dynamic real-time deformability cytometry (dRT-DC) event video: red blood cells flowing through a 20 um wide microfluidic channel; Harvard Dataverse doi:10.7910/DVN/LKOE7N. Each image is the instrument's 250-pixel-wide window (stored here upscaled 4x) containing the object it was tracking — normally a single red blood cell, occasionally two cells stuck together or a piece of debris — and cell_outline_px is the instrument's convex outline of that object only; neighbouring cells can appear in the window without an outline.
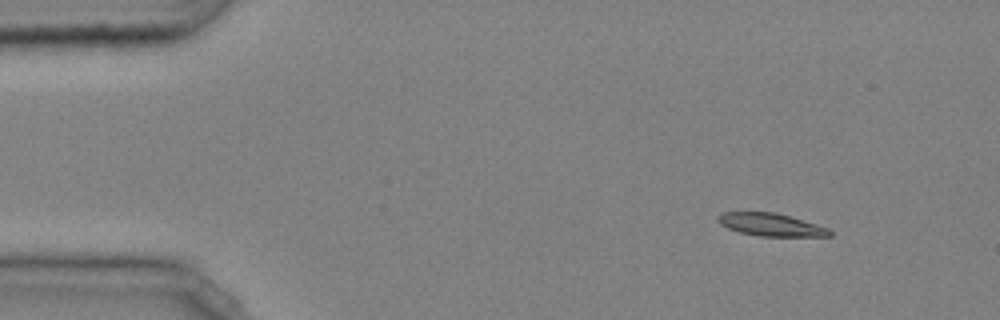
{"species": "common noctule bat (a hibernating species)", "species_latin": "Nyctalus noctula", "temperature_condition": "cold", "stored_images_in_passage": 43, "camera_frame_rate_fps": 3000, "um_per_image_px": 0.085, "animal": {"sex": "male", "body_mass_g": 20.4}, "frame": {"image": 1, "passage_image": 1, "time_ms": 0.0, "image_size_px": [1000, 320], "cell_outline_px": [[832, 236], [760, 236], [740, 232], [728, 228], [720, 224], [716, 220], [724, 212], [776, 212], [816, 224], [828, 228], [832, 232]], "centroid_in_image_um": [65.53, 19.1], "position_along_channel_um": 19.5, "area_um2": 14.62}}
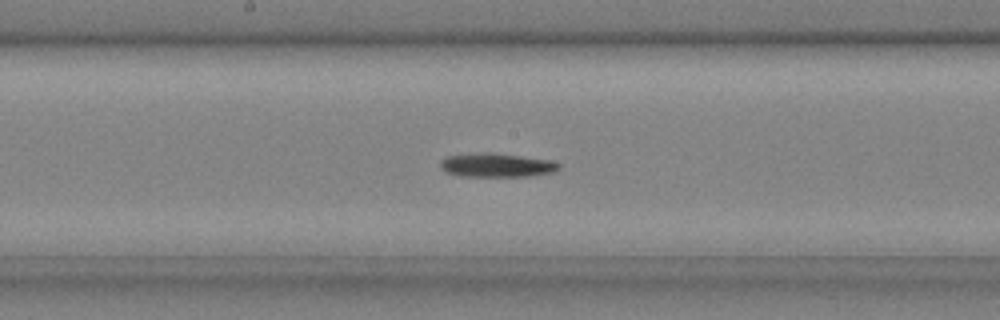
{"frame": {"image": 2, "passage_image": 21, "time_ms": 6.667, "image_size_px": [1000, 320], "cell_outline_px": [[560, 168], [556, 172], [528, 176], [460, 176], [444, 172], [440, 168], [440, 160], [448, 156], [484, 152], [492, 152], [552, 160], [560, 164]], "centroid_in_image_um": [42.22, 14.04], "position_along_channel_um": 206.0, "area_um2": 16.65}}
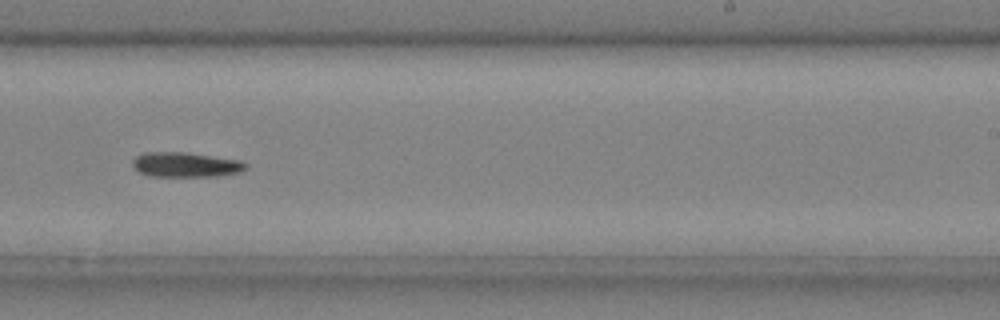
{"frame": {"image": 3, "passage_image": 26, "time_ms": 8.333, "image_size_px": [1000, 320], "cell_outline_px": [[248, 164], [240, 172], [216, 176], [152, 176], [140, 172], [132, 164], [132, 160], [136, 156], [144, 152], [184, 152], [244, 160]], "centroid_in_image_um": [15.81, 13.98], "position_along_channel_um": 273.2, "area_um2": 16.36}, "authors_computed_cell_mechanics": {"area_um2": 15.8372, "velocity_mm_per_s": 4.0445, "shape_relaxation_time_tau1_ms": 5.516, "shape_relaxation_time_tau2_ms": null, "deformation_change_tau1": 0.1527, "deformation_change_tau2": null}}